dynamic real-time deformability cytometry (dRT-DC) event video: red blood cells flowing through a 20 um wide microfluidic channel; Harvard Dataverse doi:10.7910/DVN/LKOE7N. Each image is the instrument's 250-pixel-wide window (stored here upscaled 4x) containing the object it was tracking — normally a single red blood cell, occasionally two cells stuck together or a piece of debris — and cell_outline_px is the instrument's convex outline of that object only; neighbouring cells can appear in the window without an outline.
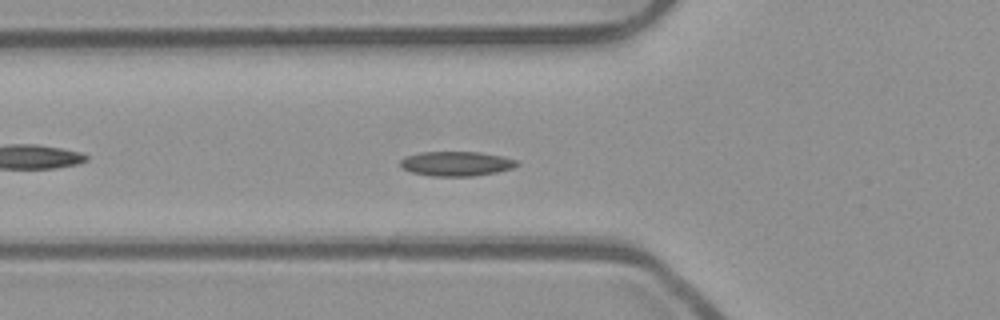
{"species": "common noctule bat (a hibernating species)", "species_latin": "Nyctalus noctula", "temperature_condition": "room temperature", "stored_images_in_passage": 40, "camera_frame_rate_fps": 3000, "um_per_image_px": 0.085, "animal": {"sex": "male", "body_mass_g": 23.1, "forearm_length_mm": 52.7}, "frame": {"image": 1, "passage_image": 5, "time_ms": 1.333, "image_size_px": [1000, 320], "cell_outline_px": [[520, 164], [512, 168], [496, 172], [472, 176], [432, 176], [412, 172], [404, 168], [400, 164], [400, 160], [404, 156], [420, 152], [480, 152], [500, 156], [516, 160]], "centroid_in_image_um": [38.77, 13.91], "position_along_channel_um": 87.0, "area_um2": 16.59}}
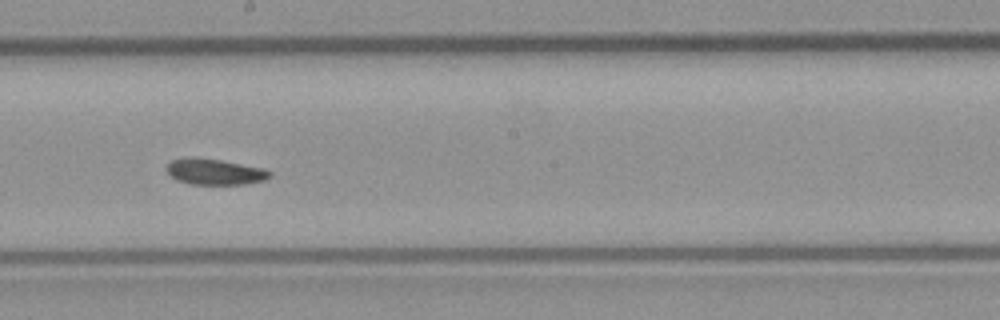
{"frame": {"image": 2, "passage_image": 16, "time_ms": 5.0, "image_size_px": [1000, 320], "cell_outline_px": [[272, 176], [264, 180], [244, 184], [192, 184], [176, 180], [164, 168], [172, 160], [184, 156], [196, 156], [220, 160], [264, 168], [272, 172]], "centroid_in_image_um": [18.23, 14.58], "position_along_channel_um": 230.0, "area_um2": 15.78}}
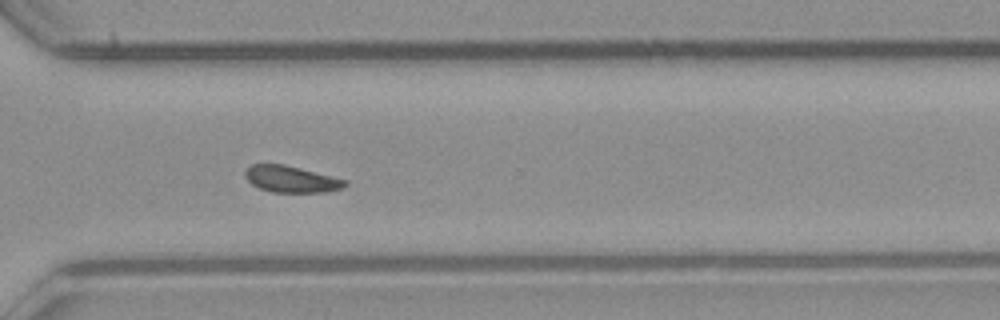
{"frame": {"image": 3, "passage_image": 25, "time_ms": 8.0, "image_size_px": [1000, 320], "cell_outline_px": [[348, 184], [344, 188], [328, 192], [272, 192], [260, 188], [252, 184], [244, 176], [244, 172], [252, 164], [284, 164], [348, 180]], "centroid_in_image_um": [24.79, 15.23], "position_along_channel_um": 345.8, "area_um2": 15.49}, "authors_computed_cell_mechanics": {"area_um2": 15.8372, "velocity_mm_per_s": 3.8736, "shape_relaxation_time_tau1_ms": 6.548, "shape_relaxation_time_tau2_ms": null, "deformation_change_tau1": 0.0921, "deformation_change_tau2": null}}